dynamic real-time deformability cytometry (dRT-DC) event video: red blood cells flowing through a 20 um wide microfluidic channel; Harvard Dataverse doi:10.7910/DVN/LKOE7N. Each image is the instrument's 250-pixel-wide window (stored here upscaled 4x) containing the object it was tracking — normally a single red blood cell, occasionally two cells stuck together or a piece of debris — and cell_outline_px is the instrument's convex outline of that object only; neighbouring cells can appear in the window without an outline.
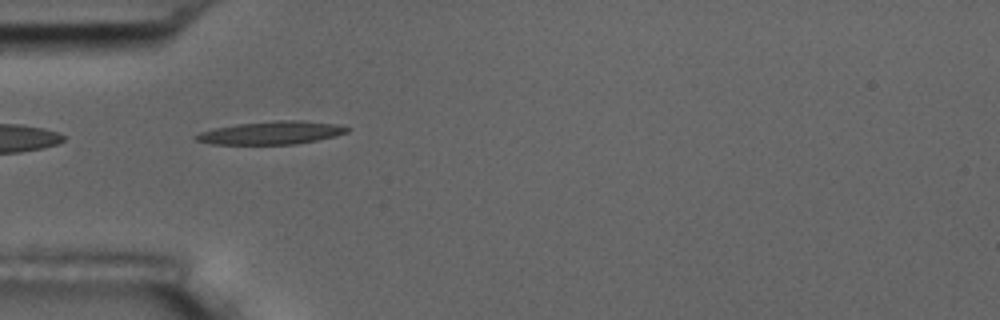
{"species": "common noctule bat (a hibernating species)", "species_latin": "Nyctalus noctula", "temperature_condition": "room temperature", "stored_images_in_passage": 39, "camera_frame_rate_fps": 3000, "um_per_image_px": 0.085, "animal": {"sex": "male", "body_mass_g": 17.5, "forearm_length_mm": 52.3}, "frame": {"image": 1, "passage_image": 1, "time_ms": 0.0, "image_size_px": [1000, 320], "cell_outline_px": [[352, 128], [348, 132], [336, 136], [296, 144], [212, 144], [196, 140], [192, 136], [200, 132], [212, 128], [236, 124], [276, 120], [300, 120], [336, 124]], "centroid_in_image_um": [23.06, 11.28], "position_along_channel_um": 61.9, "area_um2": 20.4}, "authors_computed_cell_mechanics": {"area_um2": 19.4786, "velocity_mm_per_s": 3.6963, "shape_relaxation_time_tau1_ms": 7.2028, "shape_relaxation_time_tau2_ms": 9.7951, "deformation_change_tau1": 0.2437, "deformation_change_tau2": 0.267}}